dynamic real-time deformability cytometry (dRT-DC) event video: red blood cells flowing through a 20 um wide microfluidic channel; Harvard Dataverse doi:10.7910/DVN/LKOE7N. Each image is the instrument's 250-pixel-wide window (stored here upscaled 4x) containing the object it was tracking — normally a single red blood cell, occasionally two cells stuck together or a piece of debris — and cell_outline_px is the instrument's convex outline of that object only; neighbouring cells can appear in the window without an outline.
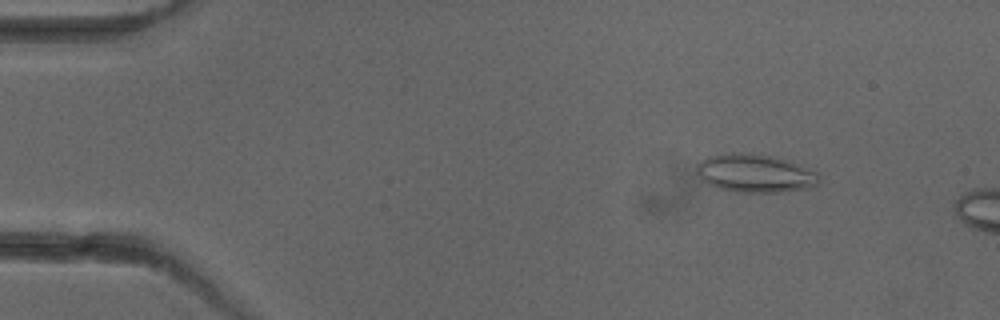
{"species": "common noctule bat (a hibernating species)", "species_latin": "Nyctalus noctula", "temperature_condition": "cold", "stored_images_in_passage": 4, "camera_frame_rate_fps": 3000, "um_per_image_px": 0.085, "animal": {"sex": "female"}, "frame": {"image": 1, "passage_image": 2, "time_ms": 1.333, "image_size_px": [1000, 320], "cell_outline_px": [[820, 184], [808, 188], [776, 192], [736, 192], [720, 188], [708, 184], [700, 180], [696, 172], [696, 164], [708, 156], [732, 152], [736, 152], [772, 156], [792, 160], [816, 172], [820, 176]], "centroid_in_image_um": [64.18, 14.72], "position_along_channel_um": 20.8, "area_um2": 27.57}}